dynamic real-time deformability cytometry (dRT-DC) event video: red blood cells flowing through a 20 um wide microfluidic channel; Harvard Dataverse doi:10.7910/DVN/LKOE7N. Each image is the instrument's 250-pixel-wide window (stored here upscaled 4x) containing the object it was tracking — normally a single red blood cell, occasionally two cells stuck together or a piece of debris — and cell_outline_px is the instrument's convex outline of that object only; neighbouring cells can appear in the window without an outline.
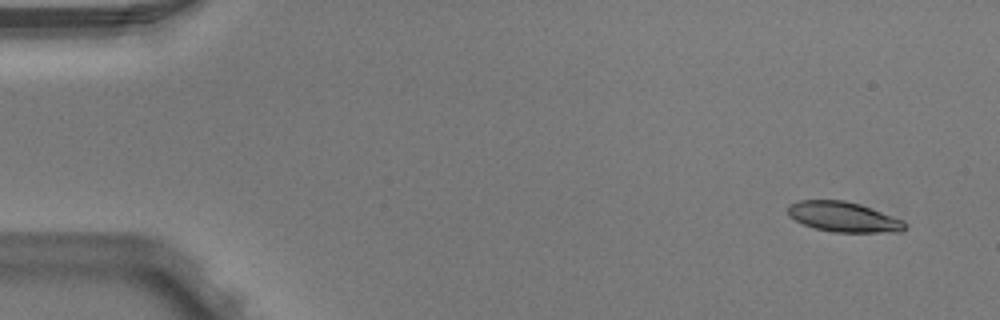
{"species": "Egyptian fruit bat (a non-hibernating species)", "species_latin": "Rousettus aegyptiacus", "temperature_condition": "warm", "stored_images_in_passage": 5, "camera_frame_rate_fps": 3000, "um_per_image_px": 0.085, "animal": {"sex": "male"}, "frame": {"image": 1, "passage_image": 1, "time_ms": 0.0, "image_size_px": [1000, 320], "cell_outline_px": [[904, 228], [900, 232], [832, 232], [816, 228], [804, 224], [788, 216], [788, 204], [800, 200], [844, 200], [860, 204], [904, 220]], "centroid_in_image_um": [71.67, 18.43], "position_along_channel_um": 13.3, "area_um2": 20.4}}
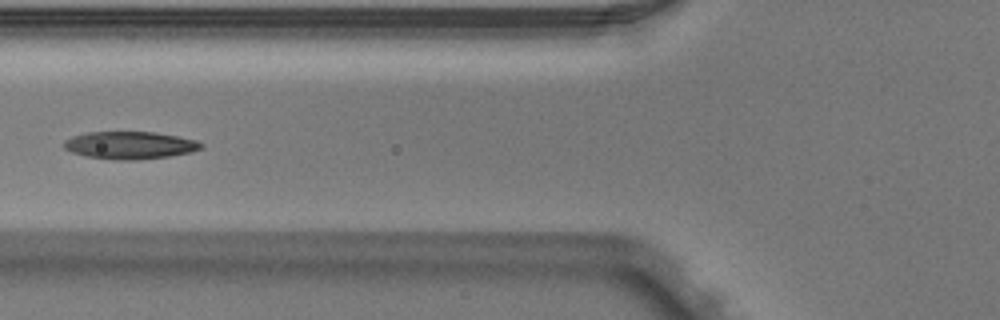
{"frame": {"image": 2, "passage_image": 5, "time_ms": 1.333, "image_size_px": [1000, 320], "cell_outline_px": [[204, 148], [192, 152], [168, 156], [136, 160], [112, 160], [88, 156], [72, 152], [64, 148], [64, 140], [72, 136], [88, 132], [156, 132], [196, 140], [204, 144]], "centroid_in_image_um": [11.06, 12.34], "position_along_channel_um": 114.7, "area_um2": 22.02}}